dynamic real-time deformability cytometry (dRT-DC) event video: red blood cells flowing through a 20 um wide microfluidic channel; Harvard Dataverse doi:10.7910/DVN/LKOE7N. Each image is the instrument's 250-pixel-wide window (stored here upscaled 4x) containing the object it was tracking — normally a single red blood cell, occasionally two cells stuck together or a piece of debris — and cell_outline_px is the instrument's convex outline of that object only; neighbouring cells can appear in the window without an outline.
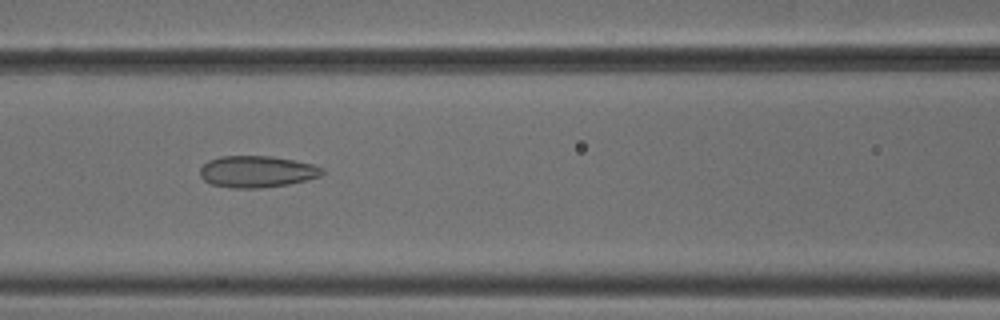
{"species": "common noctule bat (a hibernating species)", "species_latin": "Nyctalus noctula", "temperature_condition": "cold", "stored_images_in_passage": 52, "camera_frame_rate_fps": 3000, "um_per_image_px": 0.085, "animal": {"sex": "male", "body_mass_g": 18.8}, "frame": {"image": 1, "passage_image": 23, "time_ms": 7.333, "image_size_px": [1000, 320], "cell_outline_px": [[324, 172], [320, 176], [288, 184], [260, 188], [232, 188], [212, 184], [204, 180], [200, 176], [200, 168], [208, 160], [220, 156], [272, 156], [312, 164], [324, 168]], "centroid_in_image_um": [21.81, 14.58], "position_along_channel_um": 144.8, "area_um2": 22.43}}
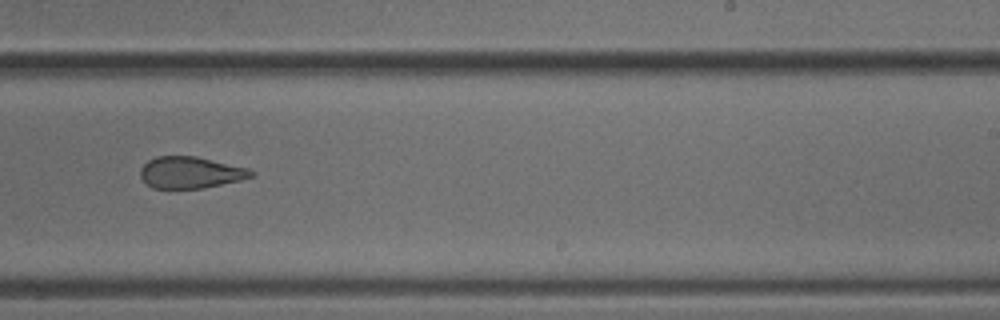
{"frame": {"image": 2, "passage_image": 33, "time_ms": 10.667, "image_size_px": [1000, 320], "cell_outline_px": [[256, 176], [240, 180], [204, 188], [152, 188], [140, 176], [140, 168], [148, 160], [156, 156], [196, 156], [248, 168], [256, 172]], "centroid_in_image_um": [16.21, 14.66], "position_along_channel_um": 272.8, "area_um2": 20.46}}
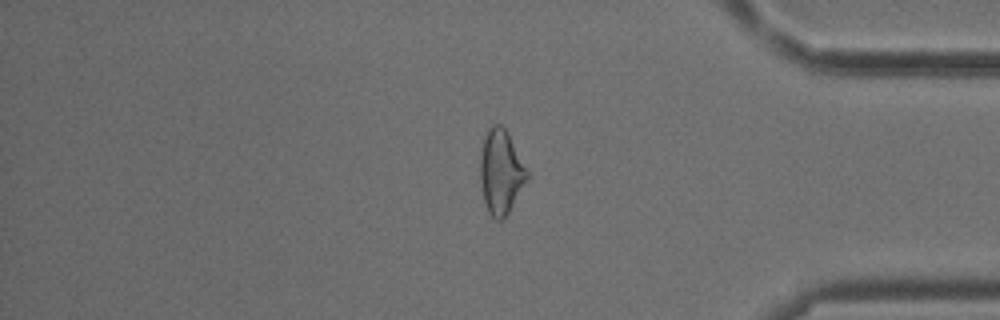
{"frame": {"image": 3, "passage_image": 44, "time_ms": 14.333, "image_size_px": [1000, 320], "cell_outline_px": [[528, 176], [508, 212], [500, 220], [496, 220], [488, 212], [484, 200], [480, 180], [480, 152], [484, 136], [488, 128], [492, 124], [500, 124], [508, 132], [528, 172]], "centroid_in_image_um": [42.54, 14.56], "position_along_channel_um": 392.7, "area_um2": 22.66}, "authors_computed_cell_mechanics": {"area_um2": 23.6691, "velocity_mm_per_s": 3.8549, "shape_relaxation_time_tau1_ms": null, "shape_relaxation_time_tau2_ms": 2.5614, "deformation_change_tau1": null, "deformation_change_tau2": 0.1097}}